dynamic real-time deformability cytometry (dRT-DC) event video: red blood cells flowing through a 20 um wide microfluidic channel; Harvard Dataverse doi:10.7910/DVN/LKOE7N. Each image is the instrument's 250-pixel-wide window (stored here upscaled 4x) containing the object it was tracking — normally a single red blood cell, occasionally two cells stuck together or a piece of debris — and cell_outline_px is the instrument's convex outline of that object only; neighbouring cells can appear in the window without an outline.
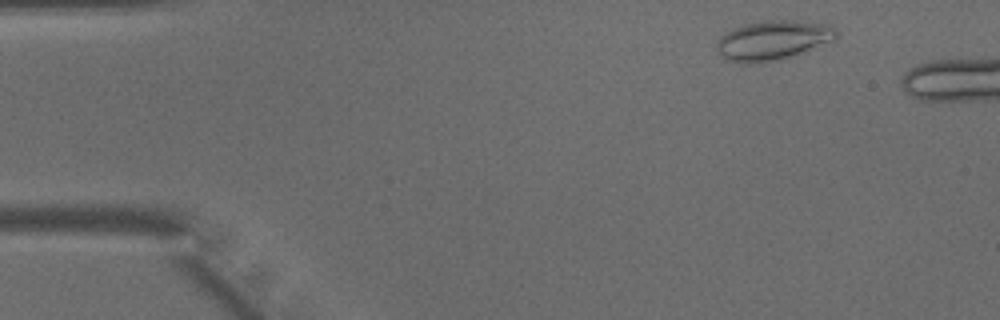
{"species": "common noctule bat (a hibernating species)", "species_latin": "Nyctalus noctula", "temperature_condition": "warm", "stored_images_in_passage": 7, "camera_frame_rate_fps": 3000, "um_per_image_px": 0.085, "animal": {"sex": "male", "body_mass_g": 15.6}, "frame": {"image": 1, "passage_image": 3, "time_ms": 0.667, "image_size_px": [1000, 320], "cell_outline_px": [[840, 36], [836, 40], [796, 56], [780, 60], [748, 64], [740, 64], [724, 60], [716, 52], [716, 44], [720, 36], [732, 28], [744, 24], [764, 20], [792, 20], [832, 24], [840, 32]], "centroid_in_image_um": [65.74, 3.44], "position_along_channel_um": 19.3, "area_um2": 28.73}}